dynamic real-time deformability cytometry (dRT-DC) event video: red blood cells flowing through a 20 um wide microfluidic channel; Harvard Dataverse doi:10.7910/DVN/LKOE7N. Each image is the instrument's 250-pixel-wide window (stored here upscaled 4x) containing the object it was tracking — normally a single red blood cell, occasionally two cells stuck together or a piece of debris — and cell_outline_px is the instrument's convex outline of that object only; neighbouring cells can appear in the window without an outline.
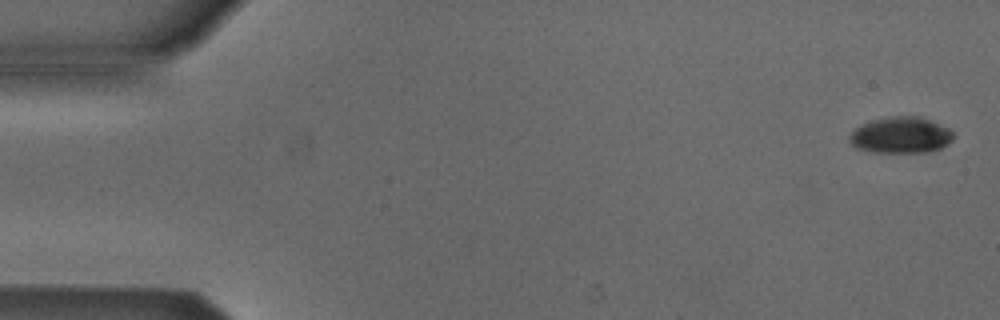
{"species": "Egyptian fruit bat (a non-hibernating species)", "species_latin": "Rousettus aegyptiacus", "temperature_condition": "cold", "stored_images_in_passage": 6, "segment_of_instrument_passage": [1, 2], "camera_frame_rate_fps": 3000, "um_per_image_px": 0.085, "animal": {"sex": "male"}, "frame": {"image": 1, "passage_image": 1, "time_ms": 0.0, "image_size_px": [1000, 320], "cell_outline_px": [[952, 140], [948, 144], [940, 148], [928, 152], [872, 152], [856, 148], [852, 144], [848, 136], [856, 128], [872, 120], [892, 116], [920, 116], [948, 128], [952, 132]], "centroid_in_image_um": [76.56, 11.49], "position_along_channel_um": 8.4, "area_um2": 21.73}}
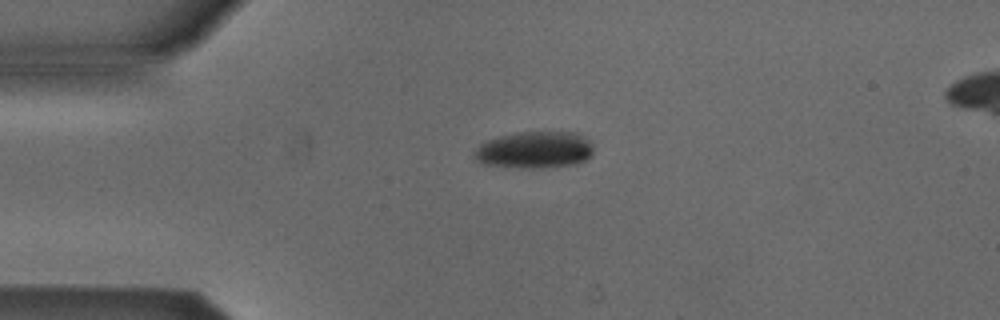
{"frame": {"image": 2, "passage_image": 4, "time_ms": 1.0, "image_size_px": [1000, 320], "cell_outline_px": [[592, 156], [588, 160], [576, 164], [540, 168], [520, 168], [480, 164], [472, 156], [472, 152], [480, 144], [488, 140], [500, 136], [520, 132], [572, 132], [588, 140], [592, 148]], "centroid_in_image_um": [45.39, 12.76], "position_along_channel_um": 39.6, "area_um2": 25.72}}